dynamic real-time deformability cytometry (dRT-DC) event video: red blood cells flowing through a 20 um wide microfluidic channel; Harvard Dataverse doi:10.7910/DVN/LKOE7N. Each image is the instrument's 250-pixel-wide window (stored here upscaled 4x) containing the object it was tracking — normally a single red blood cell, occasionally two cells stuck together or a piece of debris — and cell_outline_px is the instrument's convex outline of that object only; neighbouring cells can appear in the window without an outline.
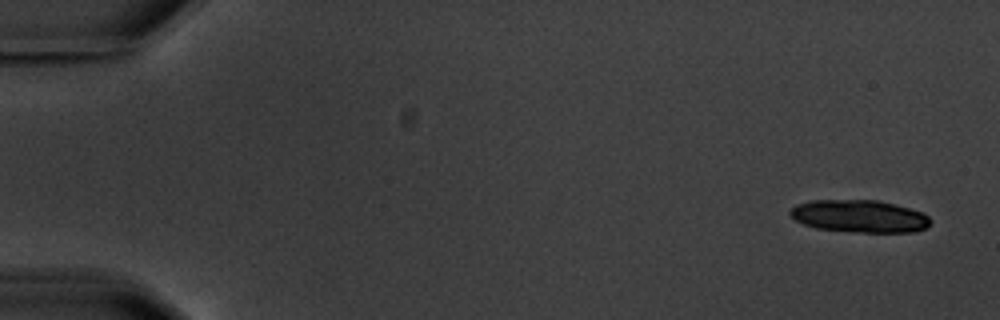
{"species": "common noctule bat (a hibernating species)", "species_latin": "Nyctalus noctula", "temperature_condition": "warm", "stored_images_in_passage": 5, "camera_frame_rate_fps": 3000, "um_per_image_px": 0.085, "animal": {"sex": "male", "body_mass_g": 20.1, "forearm_length_mm": 53.5}, "frame": {"image": 1, "passage_image": 1, "time_ms": 0.0, "image_size_px": [1000, 320], "cell_outline_px": [[932, 220], [928, 228], [916, 232], [856, 232], [816, 228], [804, 224], [796, 220], [788, 212], [796, 204], [812, 200], [876, 200], [924, 212]], "centroid_in_image_um": [73.09, 18.38], "position_along_channel_um": 11.9, "area_um2": 26.59}}